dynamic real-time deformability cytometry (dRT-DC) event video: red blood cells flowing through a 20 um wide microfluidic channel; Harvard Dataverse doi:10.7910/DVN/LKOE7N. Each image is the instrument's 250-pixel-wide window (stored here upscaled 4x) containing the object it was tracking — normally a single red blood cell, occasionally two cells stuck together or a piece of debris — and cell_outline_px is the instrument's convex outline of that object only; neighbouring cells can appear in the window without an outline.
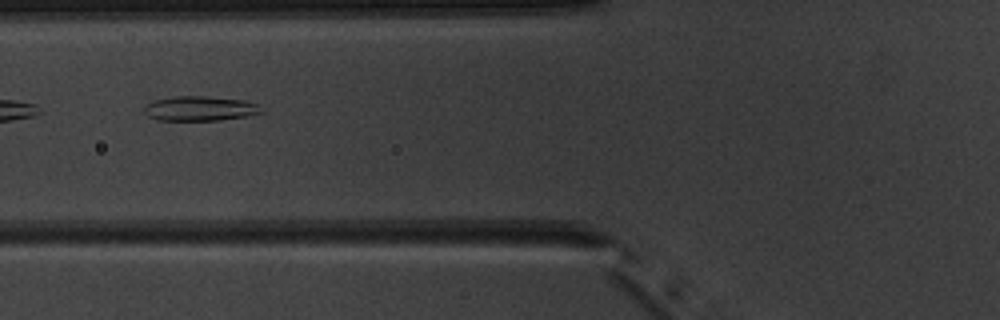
{"species": "common noctule bat (a hibernating species)", "species_latin": "Nyctalus noctula", "temperature_condition": "warm", "stored_images_in_passage": 5, "camera_frame_rate_fps": 3000, "um_per_image_px": 0.085, "animal": {"sex": "male", "body_mass_g": 20.1, "forearm_length_mm": 53.5}, "frame": {"image": 1, "passage_image": 3, "time_ms": 2.0, "image_size_px": [1000, 320], "cell_outline_px": [[264, 112], [248, 116], [220, 120], [156, 120], [148, 116], [144, 112], [144, 104], [156, 100], [172, 96], [208, 96], [244, 100], [260, 104]], "centroid_in_image_um": [17.02, 9.22], "position_along_channel_um": 108.8, "area_um2": 17.11}}
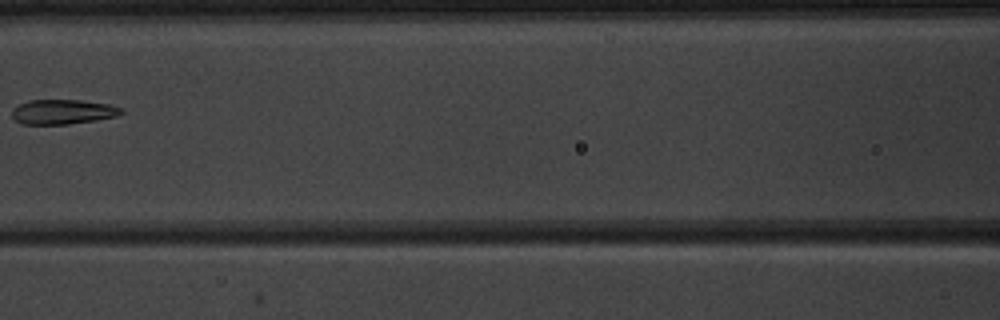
{"frame": {"image": 2, "passage_image": 4, "time_ms": 3.333, "image_size_px": [1000, 320], "cell_outline_px": [[124, 112], [116, 116], [96, 120], [68, 124], [24, 124], [16, 120], [12, 116], [12, 108], [28, 100], [80, 100], [112, 104], [124, 108]], "centroid_in_image_um": [5.38, 9.49], "position_along_channel_um": 161.2, "area_um2": 15.84}}
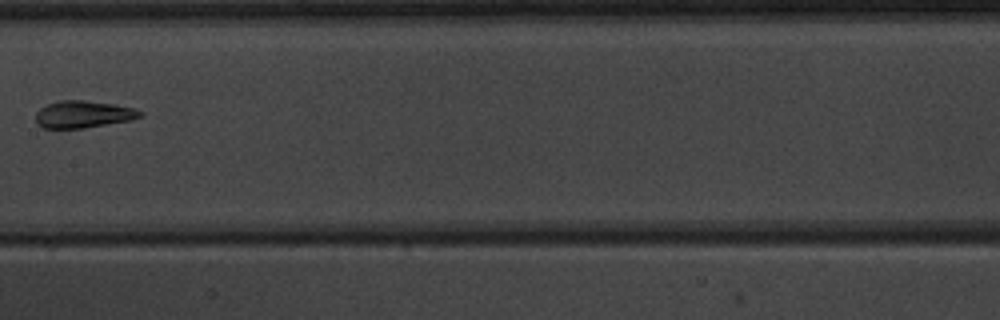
{"frame": {"image": 3, "passage_image": 5, "time_ms": 4.333, "image_size_px": [1000, 320], "cell_outline_px": [[144, 116], [132, 120], [84, 128], [44, 128], [36, 124], [36, 112], [40, 108], [48, 104], [60, 100], [84, 100], [112, 104], [136, 108], [144, 112]], "centroid_in_image_um": [7.11, 9.72], "position_along_channel_um": 200.3, "area_um2": 16.65}}